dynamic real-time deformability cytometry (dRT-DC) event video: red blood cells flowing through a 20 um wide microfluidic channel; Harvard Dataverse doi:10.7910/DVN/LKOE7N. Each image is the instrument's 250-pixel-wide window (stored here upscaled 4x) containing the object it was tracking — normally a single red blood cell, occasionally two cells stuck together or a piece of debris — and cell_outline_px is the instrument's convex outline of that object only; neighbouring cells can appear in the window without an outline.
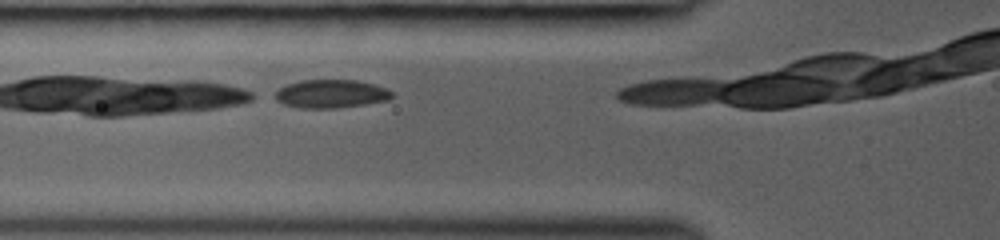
{"species": "common noctule bat (a hibernating species)", "species_latin": "Nyctalus noctula", "temperature_condition": "room temperature", "stored_images_in_passage": 15, "camera_frame_rate_fps": 3000, "um_per_image_px": 0.085, "animal": {"sex": "female", "body_mass_g": 19.0, "forearm_length_mm": 53.3}, "frame": {"image": 1, "passage_image": 3, "time_ms": 0.667, "image_size_px": [1000, 240], "cell_outline_px": [[392, 96], [388, 100], [364, 104], [336, 108], [300, 108], [284, 104], [268, 96], [280, 88], [288, 84], [300, 80], [356, 80], [372, 84], [384, 88], [392, 92]], "centroid_in_image_um": [28.04, 7.98], "position_along_channel_um": 97.8, "area_um2": 19.31}}